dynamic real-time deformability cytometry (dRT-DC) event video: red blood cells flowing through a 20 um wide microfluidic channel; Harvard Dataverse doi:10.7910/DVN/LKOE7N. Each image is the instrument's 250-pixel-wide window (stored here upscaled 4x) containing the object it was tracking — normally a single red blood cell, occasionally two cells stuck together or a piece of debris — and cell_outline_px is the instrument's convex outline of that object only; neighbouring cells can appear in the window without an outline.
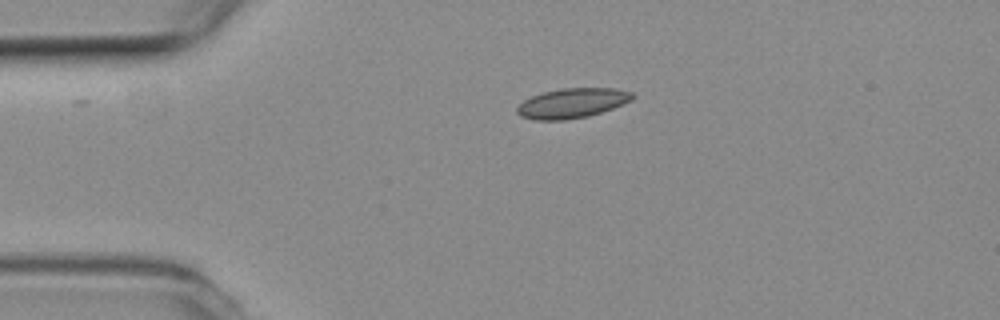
{"species": "common noctule bat (a hibernating species)", "species_latin": "Nyctalus noctula", "temperature_condition": "room temperature", "stored_images_in_passage": 40, "camera_frame_rate_fps": 3000, "um_per_image_px": 0.085, "animal": {"sex": "female", "body_mass_g": 19.3, "forearm_length_mm": 54.1}, "frame": {"image": 1, "passage_image": 1, "time_ms": 0.0, "image_size_px": [1000, 320], "cell_outline_px": [[636, 96], [632, 100], [612, 108], [588, 116], [564, 120], [536, 120], [520, 116], [516, 112], [516, 108], [524, 100], [532, 96], [544, 92], [560, 88], [616, 88], [632, 92]], "centroid_in_image_um": [48.64, 8.76], "position_along_channel_um": 36.4, "area_um2": 20.0}}
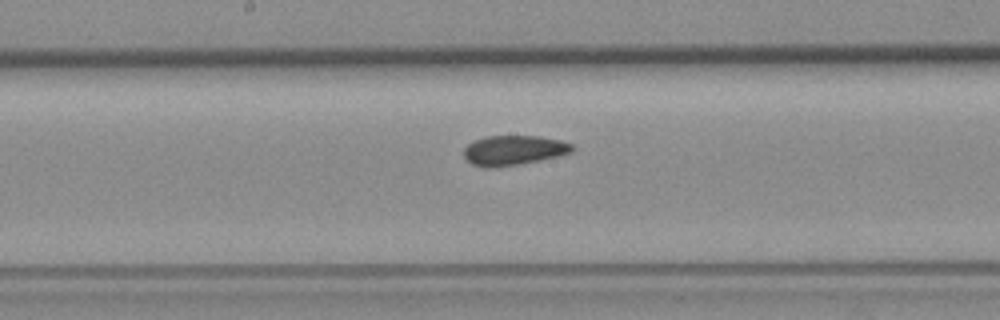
{"frame": {"image": 2, "passage_image": 17, "time_ms": 5.333, "image_size_px": [1000, 320], "cell_outline_px": [[576, 148], [572, 152], [540, 160], [516, 164], [472, 164], [464, 156], [464, 148], [472, 140], [484, 136], [540, 136], [560, 140], [572, 144]], "centroid_in_image_um": [43.72, 12.71], "position_along_channel_um": 204.5, "area_um2": 18.09}}
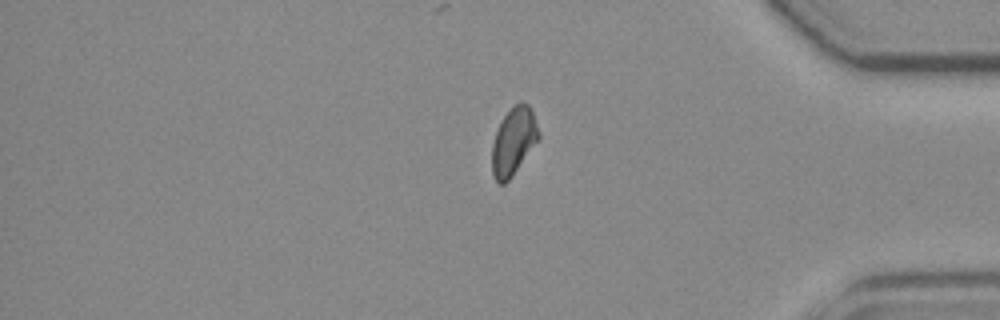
{"frame": {"image": 3, "passage_image": 34, "time_ms": 11.0, "image_size_px": [1000, 320], "cell_outline_px": [[540, 136], [512, 176], [504, 184], [500, 184], [496, 180], [492, 172], [492, 144], [496, 132], [504, 116], [520, 100], [524, 100], [532, 108], [540, 132]], "centroid_in_image_um": [43.67, 11.97], "position_along_channel_um": 391.5, "area_um2": 18.15}, "authors_computed_cell_mechanics": {"area_um2": 18.7272, "velocity_mm_per_s": 3.7848, "shape_relaxation_time_tau1_ms": null, "shape_relaxation_time_tau2_ms": 5.5745, "deformation_change_tau1": null, "deformation_change_tau2": 0.0849}}